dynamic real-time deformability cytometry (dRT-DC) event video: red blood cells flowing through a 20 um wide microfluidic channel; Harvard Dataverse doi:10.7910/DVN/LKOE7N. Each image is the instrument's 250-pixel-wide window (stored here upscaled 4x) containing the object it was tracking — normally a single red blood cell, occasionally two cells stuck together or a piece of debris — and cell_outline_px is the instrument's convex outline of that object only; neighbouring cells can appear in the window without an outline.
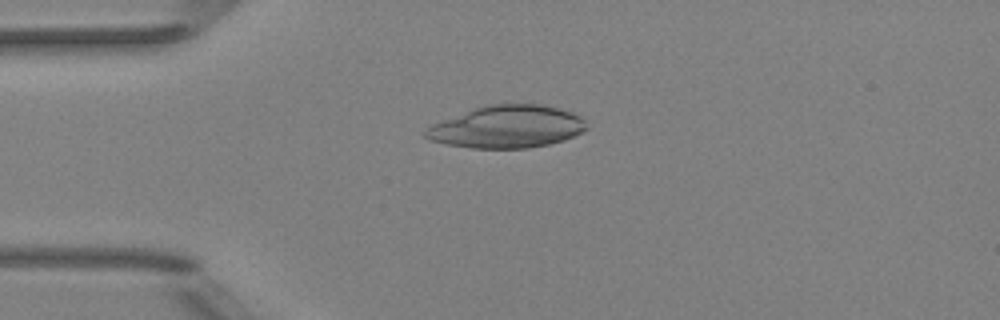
{"species": "Egyptian fruit bat (a non-hibernating species)", "species_latin": "Rousettus aegyptiacus", "temperature_condition": "room temperature", "stored_images_in_passage": 6, "camera_frame_rate_fps": 3000, "um_per_image_px": 0.085, "animal": {"sex": "female"}, "frame": {"image": 1, "passage_image": 4, "time_ms": 3.333, "image_size_px": [1000, 320], "cell_outline_px": [[588, 128], [564, 140], [548, 144], [528, 148], [472, 148], [448, 144], [428, 140], [424, 136], [424, 132], [432, 124], [472, 108], [488, 104], [540, 104], [560, 108], [572, 112], [580, 116], [584, 120]], "centroid_in_image_um": [43.09, 10.77], "position_along_channel_um": 41.9, "area_um2": 39.77}}
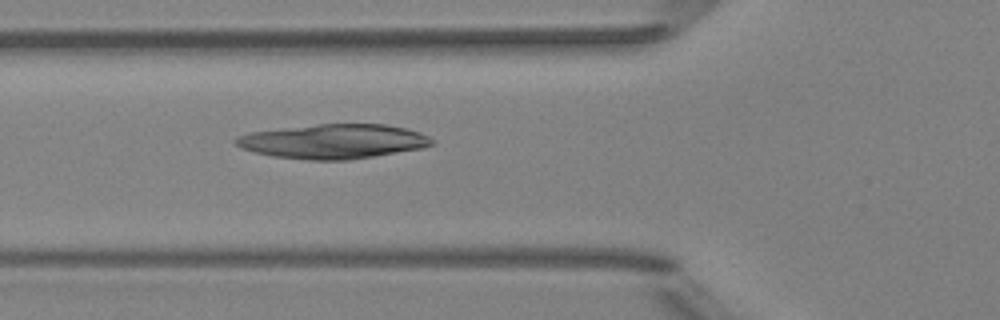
{"frame": {"image": 2, "passage_image": 6, "time_ms": 5.333, "image_size_px": [1000, 320], "cell_outline_px": [[432, 144], [420, 148], [348, 160], [312, 160], [272, 156], [256, 152], [244, 148], [236, 144], [232, 140], [236, 136], [252, 132], [320, 124], [384, 124], [408, 128], [420, 132], [428, 136], [432, 140]], "centroid_in_image_um": [28.34, 12.01], "position_along_channel_um": 97.5, "area_um2": 38.84}}